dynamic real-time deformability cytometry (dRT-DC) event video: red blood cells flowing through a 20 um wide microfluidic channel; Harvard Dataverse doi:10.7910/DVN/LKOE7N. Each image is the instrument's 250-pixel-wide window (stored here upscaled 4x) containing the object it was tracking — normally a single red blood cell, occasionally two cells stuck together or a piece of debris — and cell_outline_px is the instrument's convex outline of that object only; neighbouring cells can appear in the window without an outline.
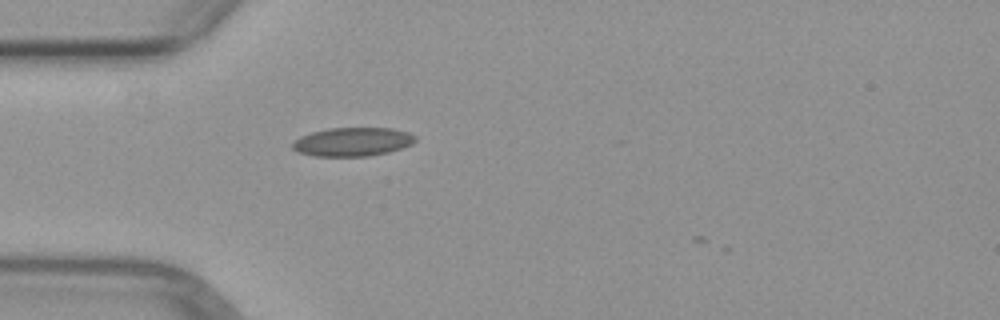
{"species": "common noctule bat (a hibernating species)", "species_latin": "Nyctalus noctula", "temperature_condition": "warm", "stored_images_in_passage": 2, "camera_frame_rate_fps": 3000, "um_per_image_px": 0.085, "animal": {"sex": "female", "body_mass_g": 29.2, "forearm_length_mm": 56.3}, "frame": {"image": 1, "passage_image": 2, "time_ms": 1.0, "image_size_px": [1000, 320], "cell_outline_px": [[416, 140], [412, 144], [388, 152], [368, 156], [316, 156], [296, 152], [292, 148], [292, 144], [300, 136], [312, 132], [328, 128], [392, 128], [408, 132], [416, 136]], "centroid_in_image_um": [29.96, 12.05], "position_along_channel_um": 55.0, "area_um2": 20.52}}